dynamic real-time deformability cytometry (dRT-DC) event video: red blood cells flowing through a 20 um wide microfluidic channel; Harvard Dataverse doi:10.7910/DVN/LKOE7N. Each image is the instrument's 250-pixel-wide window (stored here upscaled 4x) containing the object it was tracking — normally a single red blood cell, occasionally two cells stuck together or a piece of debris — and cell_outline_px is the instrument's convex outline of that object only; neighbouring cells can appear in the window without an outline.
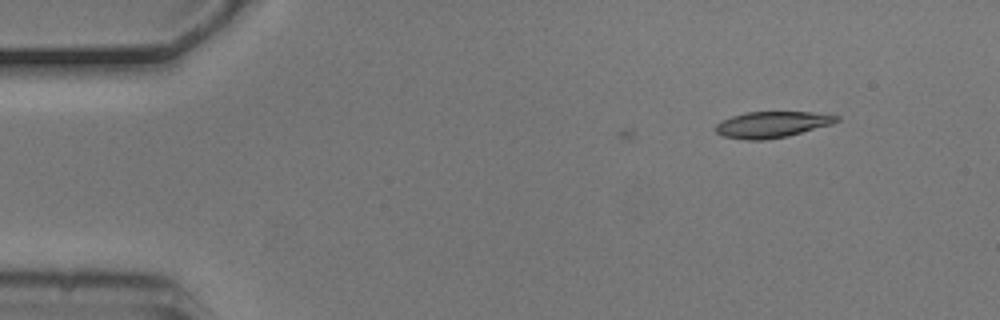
{"species": "common noctule bat (a hibernating species)", "species_latin": "Nyctalus noctula", "temperature_condition": "cold", "stored_images_in_passage": 3, "camera_frame_rate_fps": 3000, "um_per_image_px": 0.085, "animal": {"sex": "male", "body_mass_g": 20.5, "forearm_length_mm": 52.5}, "frame": {"image": 1, "passage_image": 3, "time_ms": 0.667, "image_size_px": [1000, 320], "cell_outline_px": [[840, 120], [832, 124], [788, 136], [764, 140], [744, 140], [724, 136], [716, 132], [716, 124], [720, 120], [732, 116], [748, 112], [812, 112], [840, 116]], "centroid_in_image_um": [65.62, 10.58], "position_along_channel_um": 19.4, "area_um2": 18.44}}